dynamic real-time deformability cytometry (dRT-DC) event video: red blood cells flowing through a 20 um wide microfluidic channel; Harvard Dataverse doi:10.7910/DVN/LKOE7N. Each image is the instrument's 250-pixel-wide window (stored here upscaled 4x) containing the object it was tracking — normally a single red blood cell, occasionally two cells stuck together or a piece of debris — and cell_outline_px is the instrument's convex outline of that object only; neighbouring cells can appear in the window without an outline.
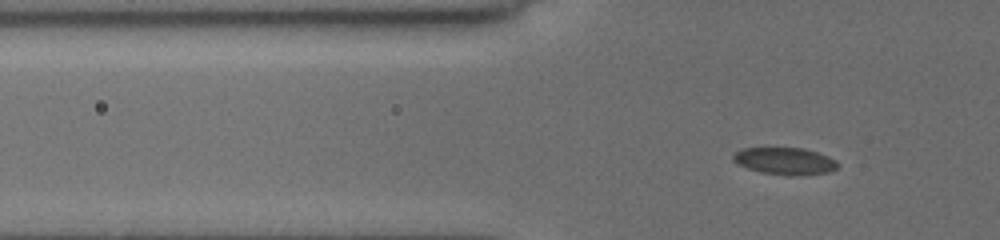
{"species": "common noctule bat (a hibernating species)", "species_latin": "Nyctalus noctula", "temperature_condition": "cold", "stored_images_in_passage": 40, "camera_frame_rate_fps": 3000, "um_per_image_px": 0.085, "animal": {"sex": "female", "body_mass_g": 19.5, "forearm_length_mm": 54.1}, "frame": {"image": 1, "passage_image": 4, "time_ms": 1.0, "image_size_px": [1000, 240], "cell_outline_px": [[840, 164], [836, 168], [828, 172], [800, 176], [792, 176], [760, 172], [736, 164], [732, 160], [732, 156], [736, 152], [744, 148], [800, 148], [816, 152], [828, 156], [836, 160]], "centroid_in_image_um": [66.71, 13.7], "position_along_channel_um": 59.1, "area_um2": 16.53}}
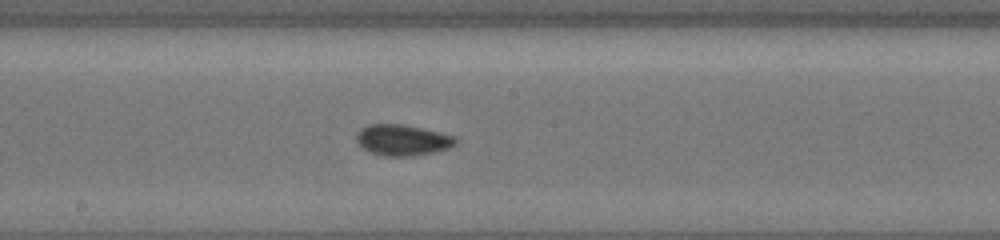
{"frame": {"image": 2, "passage_image": 17, "time_ms": 5.333, "image_size_px": [1000, 240], "cell_outline_px": [[456, 144], [448, 148], [436, 152], [416, 156], [384, 156], [372, 152], [356, 144], [356, 132], [360, 128], [368, 124], [404, 124], [440, 132], [456, 136]], "centroid_in_image_um": [34.2, 11.9], "position_along_channel_um": 214.0, "area_um2": 18.15}}
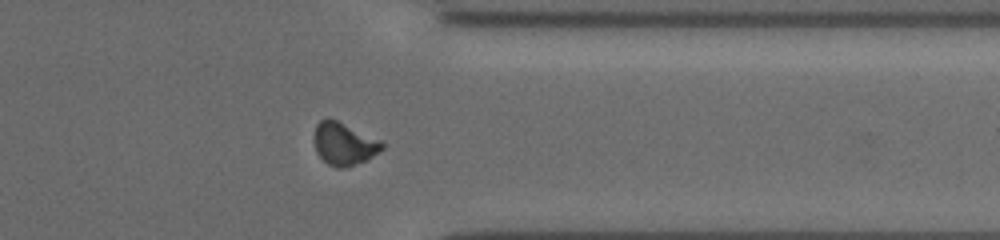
{"frame": {"image": 3, "passage_image": 30, "time_ms": 9.667, "image_size_px": [1000, 240], "cell_outline_px": [[384, 148], [380, 152], [368, 160], [348, 168], [336, 168], [328, 164], [316, 152], [316, 124], [320, 120], [336, 120], [380, 140], [384, 144]], "centroid_in_image_um": [29.3, 12.28], "position_along_channel_um": 382.1, "area_um2": 16.59}, "authors_computed_cell_mechanics": {"area_um2": 17.0221, "velocity_mm_per_s": 3.9202, "shape_relaxation_time_tau1_ms": 7.7482, "shape_relaxation_time_tau2_ms": 2.0768, "deformation_change_tau1": 0.1141, "deformation_change_tau2": 0.032}}